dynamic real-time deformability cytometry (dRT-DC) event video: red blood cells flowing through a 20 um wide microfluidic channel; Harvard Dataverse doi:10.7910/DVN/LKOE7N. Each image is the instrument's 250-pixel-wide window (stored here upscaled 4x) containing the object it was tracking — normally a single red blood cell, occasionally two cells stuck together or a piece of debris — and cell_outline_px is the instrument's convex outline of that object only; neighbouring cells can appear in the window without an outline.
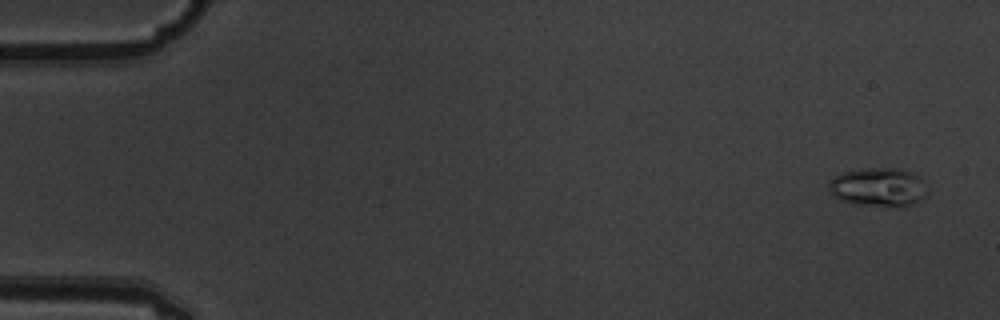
{"species": "common noctule bat (a hibernating species)", "species_latin": "Nyctalus noctula", "temperature_condition": "warm", "stored_images_in_passage": 5, "camera_frame_rate_fps": 3000, "um_per_image_px": 0.085, "animal": {"sex": "male", "body_mass_g": 19.5, "forearm_length_mm": 54.6}, "frame": {"image": 1, "passage_image": 1, "time_ms": 0.0, "image_size_px": [1000, 320], "cell_outline_px": [[924, 196], [916, 204], [856, 204], [840, 200], [832, 196], [828, 192], [828, 184], [836, 176], [844, 172], [868, 168], [900, 168], [920, 176], [924, 180]], "centroid_in_image_um": [74.62, 15.87], "position_along_channel_um": 10.4, "area_um2": 21.62}}
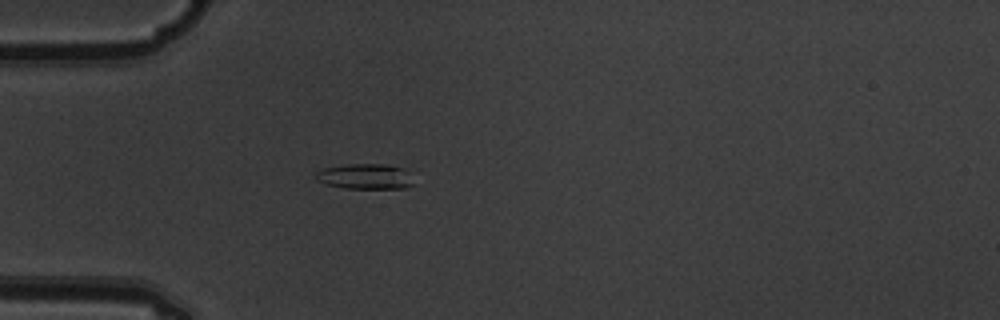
{"frame": {"image": 2, "passage_image": 5, "time_ms": 1.333, "image_size_px": [1000, 320], "cell_outline_px": [[412, 184], [404, 188], [344, 188], [328, 184], [316, 180], [316, 172], [324, 168], [348, 164], [388, 164], [404, 168], [408, 172]], "centroid_in_image_um": [31.04, 14.99], "position_along_channel_um": 54.0, "area_um2": 14.28}}